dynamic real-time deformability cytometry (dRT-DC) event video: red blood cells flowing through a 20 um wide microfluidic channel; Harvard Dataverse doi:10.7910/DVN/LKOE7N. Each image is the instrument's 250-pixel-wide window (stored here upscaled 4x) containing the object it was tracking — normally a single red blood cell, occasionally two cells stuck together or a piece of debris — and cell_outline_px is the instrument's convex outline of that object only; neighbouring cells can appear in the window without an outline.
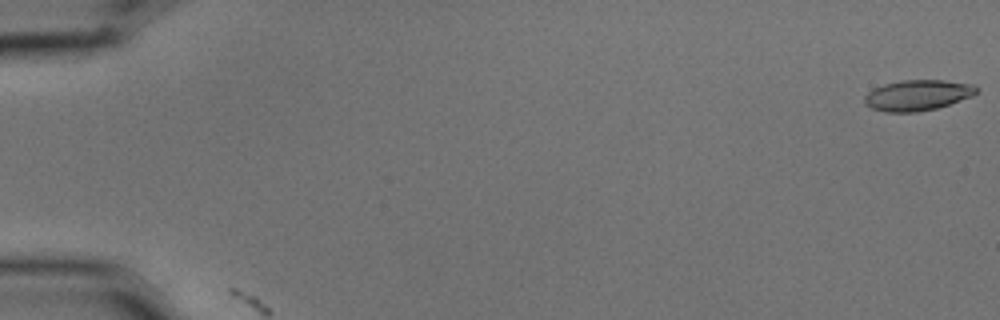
{"species": "common noctule bat (a hibernating species)", "species_latin": "Nyctalus noctula", "temperature_condition": "cold", "stored_images_in_passage": 2, "camera_frame_rate_fps": 3000, "um_per_image_px": 0.085, "animal": {"sex": "male", "body_mass_g": 15.6}, "frame": {"image": 1, "passage_image": 1, "time_ms": 0.0, "image_size_px": [1000, 320], "cell_outline_px": [[980, 92], [972, 96], [936, 108], [916, 112], [884, 112], [872, 108], [864, 104], [864, 96], [872, 88], [884, 84], [900, 80], [944, 80], [972, 84], [980, 88]], "centroid_in_image_um": [77.99, 8.08], "position_along_channel_um": 7.0, "area_um2": 20.17}}